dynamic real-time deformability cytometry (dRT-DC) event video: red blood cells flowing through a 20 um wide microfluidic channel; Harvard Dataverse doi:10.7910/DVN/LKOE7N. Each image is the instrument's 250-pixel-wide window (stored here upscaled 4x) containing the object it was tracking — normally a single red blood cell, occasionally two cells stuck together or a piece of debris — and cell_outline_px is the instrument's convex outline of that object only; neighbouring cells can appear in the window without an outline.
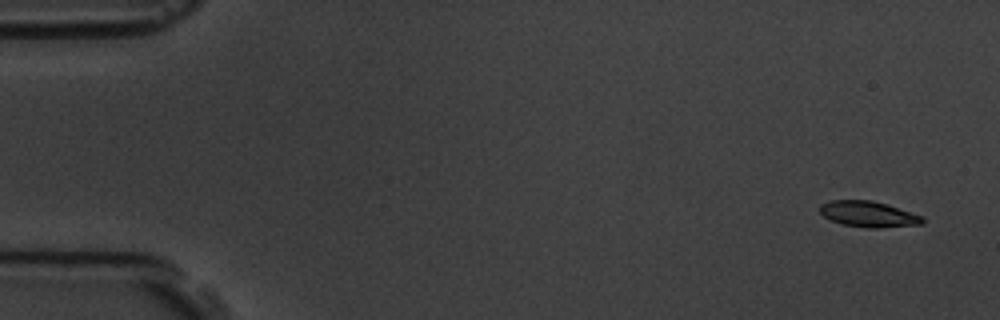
{"species": "common noctule bat (a hibernating species)", "species_latin": "Nyctalus noctula", "temperature_condition": "room temperature", "stored_images_in_passage": 6, "camera_frame_rate_fps": 3000, "um_per_image_px": 0.085, "animal": {"sex": "male", "body_mass_g": 19.5, "forearm_length_mm": 54.6}, "frame": {"image": 1, "passage_image": 1, "time_ms": 0.0, "image_size_px": [1000, 320], "cell_outline_px": [[924, 224], [880, 228], [868, 228], [840, 224], [824, 216], [820, 212], [820, 204], [832, 200], [872, 200], [888, 204], [924, 216]], "centroid_in_image_um": [73.86, 18.2], "position_along_channel_um": 11.1, "area_um2": 15.66}}